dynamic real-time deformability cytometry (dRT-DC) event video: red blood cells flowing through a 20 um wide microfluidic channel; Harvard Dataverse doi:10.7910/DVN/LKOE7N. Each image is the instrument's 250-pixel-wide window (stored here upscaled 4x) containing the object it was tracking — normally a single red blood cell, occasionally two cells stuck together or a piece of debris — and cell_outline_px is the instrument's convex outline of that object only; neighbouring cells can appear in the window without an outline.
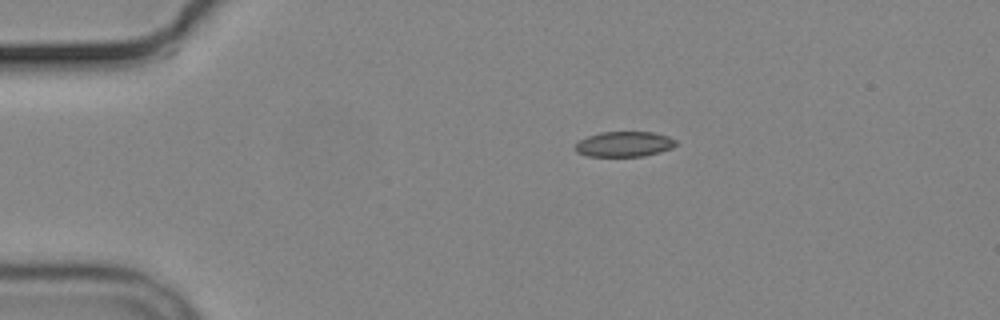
{"species": "common noctule bat (a hibernating species)", "species_latin": "Nyctalus noctula", "temperature_condition": "cold", "stored_images_in_passage": 4, "camera_frame_rate_fps": 3000, "um_per_image_px": 0.085, "animal": {"sex": "male", "body_mass_g": 19.2, "forearm_length_mm": 51.8}, "frame": {"image": 1, "passage_image": 1, "time_ms": 0.0, "image_size_px": [1000, 320], "cell_outline_px": [[676, 144], [672, 148], [660, 152], [644, 156], [588, 156], [576, 152], [576, 144], [580, 140], [588, 136], [600, 132], [652, 132], [668, 136], [676, 140]], "centroid_in_image_um": [53.07, 12.25], "position_along_channel_um": 31.9, "area_um2": 14.74}}
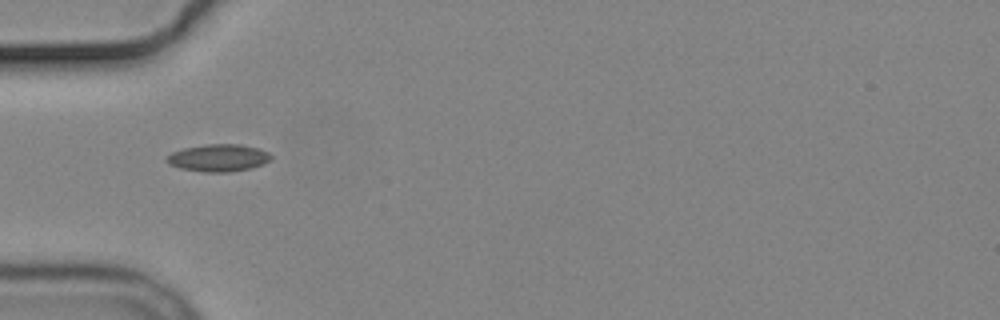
{"frame": {"image": 2, "passage_image": 3, "time_ms": 2.333, "image_size_px": [1000, 320], "cell_outline_px": [[272, 160], [264, 164], [252, 168], [228, 172], [204, 172], [180, 168], [168, 164], [164, 160], [172, 152], [184, 148], [204, 144], [240, 144], [260, 148], [268, 152], [272, 156]], "centroid_in_image_um": [18.59, 13.41], "position_along_channel_um": 66.4, "area_um2": 16.82}}